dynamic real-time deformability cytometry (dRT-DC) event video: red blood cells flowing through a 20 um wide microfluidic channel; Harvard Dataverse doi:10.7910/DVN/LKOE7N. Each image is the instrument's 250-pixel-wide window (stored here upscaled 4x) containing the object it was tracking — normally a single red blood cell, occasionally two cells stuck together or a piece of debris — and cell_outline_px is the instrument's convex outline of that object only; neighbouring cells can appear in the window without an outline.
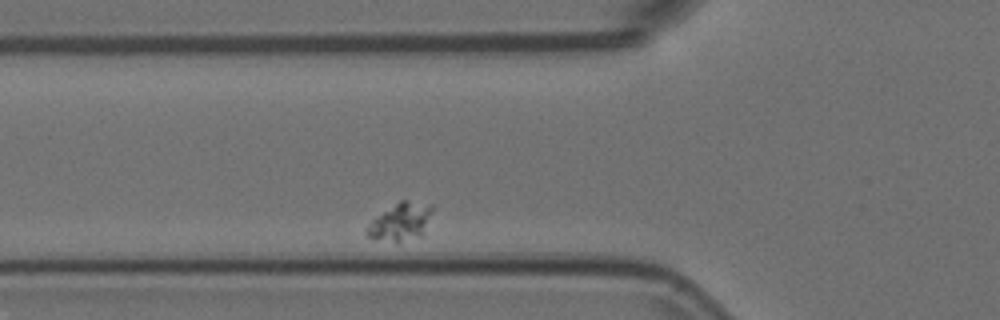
{"species": "Egyptian fruit bat (a non-hibernating species)", "species_latin": "Rousettus aegyptiacus", "temperature_condition": "room temperature", "stored_images_in_passage": 3, "segment_of_instrument_passage": [1, 2], "camera_frame_rate_fps": 3000, "um_per_image_px": 0.085, "animal": {"sex": "female"}, "frame": {"image": 1, "passage_image": 2, "time_ms": 0.333, "image_size_px": [1000, 320], "cell_outline_px": [[436, 208], [420, 236], [400, 240], [376, 240], [368, 236], [364, 232], [364, 228], [372, 220], [400, 200], [404, 200], [432, 204]], "centroid_in_image_um": [34.06, 18.81], "position_along_channel_um": 91.7, "area_um2": 14.16}}